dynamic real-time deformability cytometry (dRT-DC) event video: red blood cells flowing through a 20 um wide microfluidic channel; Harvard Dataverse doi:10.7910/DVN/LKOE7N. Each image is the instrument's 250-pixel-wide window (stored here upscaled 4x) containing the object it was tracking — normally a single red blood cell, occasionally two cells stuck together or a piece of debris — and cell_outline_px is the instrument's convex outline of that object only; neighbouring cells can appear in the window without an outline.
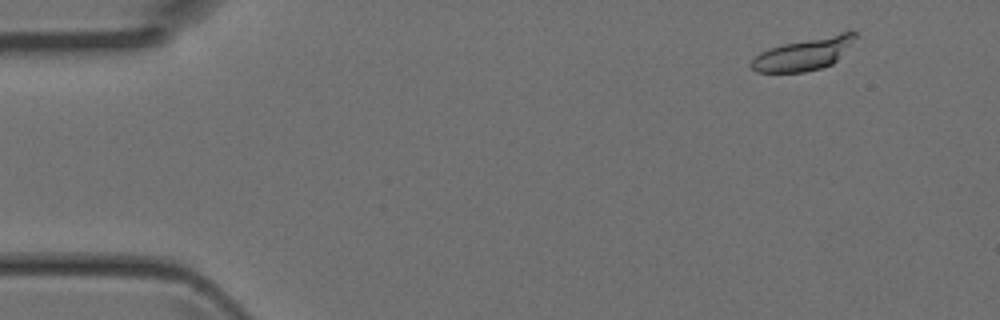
{"species": "Egyptian fruit bat (a non-hibernating species)", "species_latin": "Rousettus aegyptiacus", "temperature_condition": "room temperature", "stored_images_in_passage": 5, "camera_frame_rate_fps": 3000, "um_per_image_px": 0.085, "animal": {"sex": "female"}, "frame": {"image": 1, "passage_image": 2, "time_ms": 0.333, "image_size_px": [1000, 320], "cell_outline_px": [[856, 36], [836, 60], [832, 64], [820, 68], [804, 72], [756, 72], [752, 68], [752, 60], [760, 52], [784, 44], [840, 32], [856, 32]], "centroid_in_image_um": [68.3, 4.6], "position_along_channel_um": 16.7, "area_um2": 18.9}}